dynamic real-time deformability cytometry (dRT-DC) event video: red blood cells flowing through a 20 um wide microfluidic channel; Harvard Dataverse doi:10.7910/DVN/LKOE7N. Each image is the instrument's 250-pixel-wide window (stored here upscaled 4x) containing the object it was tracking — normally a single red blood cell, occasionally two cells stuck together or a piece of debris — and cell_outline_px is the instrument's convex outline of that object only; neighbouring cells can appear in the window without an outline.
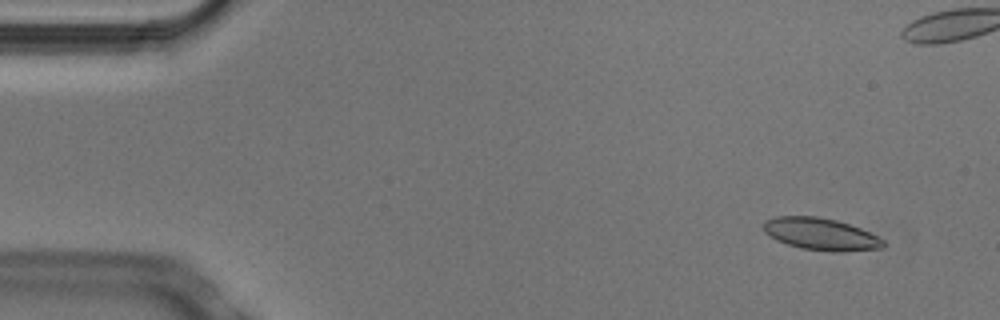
{"species": "Egyptian fruit bat (a non-hibernating species)", "species_latin": "Rousettus aegyptiacus", "temperature_condition": "cold", "stored_images_in_passage": 5, "camera_frame_rate_fps": 3000, "um_per_image_px": 0.085, "animal": {"sex": "male"}, "frame": {"image": 1, "passage_image": 1, "time_ms": 0.0, "image_size_px": [1000, 320], "cell_outline_px": [[888, 244], [884, 248], [844, 252], [832, 252], [804, 248], [788, 244], [776, 240], [768, 236], [764, 232], [764, 220], [776, 216], [816, 216], [836, 220], [860, 228], [884, 240]], "centroid_in_image_um": [69.78, 19.9], "position_along_channel_um": 15.2, "area_um2": 22.48}}
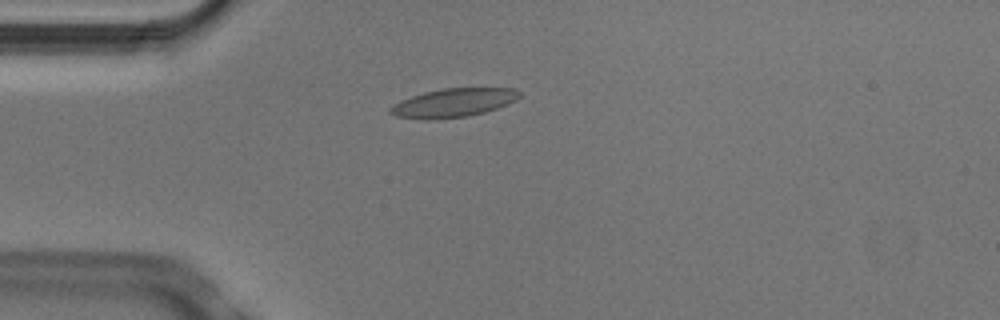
{"frame": {"image": 2, "passage_image": 5, "time_ms": 1.333, "image_size_px": [1000, 320], "cell_outline_px": [[520, 96], [516, 100], [508, 104], [484, 112], [468, 116], [428, 120], [396, 116], [388, 112], [388, 108], [400, 100], [424, 92], [444, 88], [516, 88], [520, 92]], "centroid_in_image_um": [38.53, 8.73], "position_along_channel_um": 46.5, "area_um2": 21.56}}